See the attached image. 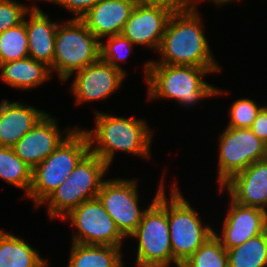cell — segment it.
I'll return each instance as SVG.
<instances>
[{
	"label": "cell",
	"instance_id": "17",
	"mask_svg": "<svg viewBox=\"0 0 267 267\" xmlns=\"http://www.w3.org/2000/svg\"><path fill=\"white\" fill-rule=\"evenodd\" d=\"M134 4L130 0H101L81 20L100 41L121 34Z\"/></svg>",
	"mask_w": 267,
	"mask_h": 267
},
{
	"label": "cell",
	"instance_id": "15",
	"mask_svg": "<svg viewBox=\"0 0 267 267\" xmlns=\"http://www.w3.org/2000/svg\"><path fill=\"white\" fill-rule=\"evenodd\" d=\"M221 233L214 236L228 250L243 244L267 230V212L256 207L242 206L231 198Z\"/></svg>",
	"mask_w": 267,
	"mask_h": 267
},
{
	"label": "cell",
	"instance_id": "16",
	"mask_svg": "<svg viewBox=\"0 0 267 267\" xmlns=\"http://www.w3.org/2000/svg\"><path fill=\"white\" fill-rule=\"evenodd\" d=\"M226 190L236 203L267 212V159L256 161L235 174L219 192Z\"/></svg>",
	"mask_w": 267,
	"mask_h": 267
},
{
	"label": "cell",
	"instance_id": "22",
	"mask_svg": "<svg viewBox=\"0 0 267 267\" xmlns=\"http://www.w3.org/2000/svg\"><path fill=\"white\" fill-rule=\"evenodd\" d=\"M45 261L27 240L0 230V267H39Z\"/></svg>",
	"mask_w": 267,
	"mask_h": 267
},
{
	"label": "cell",
	"instance_id": "29",
	"mask_svg": "<svg viewBox=\"0 0 267 267\" xmlns=\"http://www.w3.org/2000/svg\"><path fill=\"white\" fill-rule=\"evenodd\" d=\"M30 5L29 7L17 0H0V34L23 23L25 16L35 4Z\"/></svg>",
	"mask_w": 267,
	"mask_h": 267
},
{
	"label": "cell",
	"instance_id": "9",
	"mask_svg": "<svg viewBox=\"0 0 267 267\" xmlns=\"http://www.w3.org/2000/svg\"><path fill=\"white\" fill-rule=\"evenodd\" d=\"M220 134L217 166L219 188L252 163L267 159V144L250 128L226 127Z\"/></svg>",
	"mask_w": 267,
	"mask_h": 267
},
{
	"label": "cell",
	"instance_id": "6",
	"mask_svg": "<svg viewBox=\"0 0 267 267\" xmlns=\"http://www.w3.org/2000/svg\"><path fill=\"white\" fill-rule=\"evenodd\" d=\"M108 169L109 166L103 160L89 151L67 180L42 203H47L49 217L61 219L81 203L96 198Z\"/></svg>",
	"mask_w": 267,
	"mask_h": 267
},
{
	"label": "cell",
	"instance_id": "12",
	"mask_svg": "<svg viewBox=\"0 0 267 267\" xmlns=\"http://www.w3.org/2000/svg\"><path fill=\"white\" fill-rule=\"evenodd\" d=\"M73 74L75 77L69 89L75 96L74 100L77 105L108 99L121 87L127 76L122 70L113 67L101 58Z\"/></svg>",
	"mask_w": 267,
	"mask_h": 267
},
{
	"label": "cell",
	"instance_id": "20",
	"mask_svg": "<svg viewBox=\"0 0 267 267\" xmlns=\"http://www.w3.org/2000/svg\"><path fill=\"white\" fill-rule=\"evenodd\" d=\"M51 77L50 66L31 57L0 64V79L17 90L37 88Z\"/></svg>",
	"mask_w": 267,
	"mask_h": 267
},
{
	"label": "cell",
	"instance_id": "2",
	"mask_svg": "<svg viewBox=\"0 0 267 267\" xmlns=\"http://www.w3.org/2000/svg\"><path fill=\"white\" fill-rule=\"evenodd\" d=\"M144 65L147 100L174 99L182 107L194 106L204 98L229 92L204 81L205 75L217 73L222 67H197L184 65L148 64Z\"/></svg>",
	"mask_w": 267,
	"mask_h": 267
},
{
	"label": "cell",
	"instance_id": "4",
	"mask_svg": "<svg viewBox=\"0 0 267 267\" xmlns=\"http://www.w3.org/2000/svg\"><path fill=\"white\" fill-rule=\"evenodd\" d=\"M153 201L129 238L137 239V267H169L173 263L167 219V195L164 176Z\"/></svg>",
	"mask_w": 267,
	"mask_h": 267
},
{
	"label": "cell",
	"instance_id": "10",
	"mask_svg": "<svg viewBox=\"0 0 267 267\" xmlns=\"http://www.w3.org/2000/svg\"><path fill=\"white\" fill-rule=\"evenodd\" d=\"M62 220L75 227L72 243L123 247L126 237L104 209L98 197L86 200L70 210Z\"/></svg>",
	"mask_w": 267,
	"mask_h": 267
},
{
	"label": "cell",
	"instance_id": "26",
	"mask_svg": "<svg viewBox=\"0 0 267 267\" xmlns=\"http://www.w3.org/2000/svg\"><path fill=\"white\" fill-rule=\"evenodd\" d=\"M181 267H228L227 250L212 235Z\"/></svg>",
	"mask_w": 267,
	"mask_h": 267
},
{
	"label": "cell",
	"instance_id": "25",
	"mask_svg": "<svg viewBox=\"0 0 267 267\" xmlns=\"http://www.w3.org/2000/svg\"><path fill=\"white\" fill-rule=\"evenodd\" d=\"M29 57L25 22L0 34V64Z\"/></svg>",
	"mask_w": 267,
	"mask_h": 267
},
{
	"label": "cell",
	"instance_id": "28",
	"mask_svg": "<svg viewBox=\"0 0 267 267\" xmlns=\"http://www.w3.org/2000/svg\"><path fill=\"white\" fill-rule=\"evenodd\" d=\"M258 105L248 98L235 100L229 109V122L226 127L250 128L258 113L264 107V105Z\"/></svg>",
	"mask_w": 267,
	"mask_h": 267
},
{
	"label": "cell",
	"instance_id": "8",
	"mask_svg": "<svg viewBox=\"0 0 267 267\" xmlns=\"http://www.w3.org/2000/svg\"><path fill=\"white\" fill-rule=\"evenodd\" d=\"M100 58V40L92 34L81 19H67L59 23L56 31L52 74L65 82L73 73ZM60 78V79H59Z\"/></svg>",
	"mask_w": 267,
	"mask_h": 267
},
{
	"label": "cell",
	"instance_id": "30",
	"mask_svg": "<svg viewBox=\"0 0 267 267\" xmlns=\"http://www.w3.org/2000/svg\"><path fill=\"white\" fill-rule=\"evenodd\" d=\"M48 3L52 2L72 12L73 19H81L92 7L101 0H43Z\"/></svg>",
	"mask_w": 267,
	"mask_h": 267
},
{
	"label": "cell",
	"instance_id": "13",
	"mask_svg": "<svg viewBox=\"0 0 267 267\" xmlns=\"http://www.w3.org/2000/svg\"><path fill=\"white\" fill-rule=\"evenodd\" d=\"M59 123L46 113L14 146L16 155L32 169L46 159L75 128L59 130ZM64 135V136H63Z\"/></svg>",
	"mask_w": 267,
	"mask_h": 267
},
{
	"label": "cell",
	"instance_id": "14",
	"mask_svg": "<svg viewBox=\"0 0 267 267\" xmlns=\"http://www.w3.org/2000/svg\"><path fill=\"white\" fill-rule=\"evenodd\" d=\"M179 7L134 6L121 34L133 45H143L157 52L171 15Z\"/></svg>",
	"mask_w": 267,
	"mask_h": 267
},
{
	"label": "cell",
	"instance_id": "5",
	"mask_svg": "<svg viewBox=\"0 0 267 267\" xmlns=\"http://www.w3.org/2000/svg\"><path fill=\"white\" fill-rule=\"evenodd\" d=\"M90 151L87 135L77 128L39 165L32 169V181L27 198L35 210L67 180L79 161Z\"/></svg>",
	"mask_w": 267,
	"mask_h": 267
},
{
	"label": "cell",
	"instance_id": "24",
	"mask_svg": "<svg viewBox=\"0 0 267 267\" xmlns=\"http://www.w3.org/2000/svg\"><path fill=\"white\" fill-rule=\"evenodd\" d=\"M0 178L6 183L25 190L27 198L32 181V168L22 161L13 147L0 146Z\"/></svg>",
	"mask_w": 267,
	"mask_h": 267
},
{
	"label": "cell",
	"instance_id": "23",
	"mask_svg": "<svg viewBox=\"0 0 267 267\" xmlns=\"http://www.w3.org/2000/svg\"><path fill=\"white\" fill-rule=\"evenodd\" d=\"M228 267H267V230L227 250Z\"/></svg>",
	"mask_w": 267,
	"mask_h": 267
},
{
	"label": "cell",
	"instance_id": "11",
	"mask_svg": "<svg viewBox=\"0 0 267 267\" xmlns=\"http://www.w3.org/2000/svg\"><path fill=\"white\" fill-rule=\"evenodd\" d=\"M137 182L134 178L106 179L97 195L104 209L126 238L136 230L146 211L139 207Z\"/></svg>",
	"mask_w": 267,
	"mask_h": 267
},
{
	"label": "cell",
	"instance_id": "3",
	"mask_svg": "<svg viewBox=\"0 0 267 267\" xmlns=\"http://www.w3.org/2000/svg\"><path fill=\"white\" fill-rule=\"evenodd\" d=\"M95 128L83 129L87 135L90 152L98 156L108 166L117 151L146 159L151 158V141L154 130L144 119L114 116L95 111Z\"/></svg>",
	"mask_w": 267,
	"mask_h": 267
},
{
	"label": "cell",
	"instance_id": "31",
	"mask_svg": "<svg viewBox=\"0 0 267 267\" xmlns=\"http://www.w3.org/2000/svg\"><path fill=\"white\" fill-rule=\"evenodd\" d=\"M250 130L267 144V105H265L255 118Z\"/></svg>",
	"mask_w": 267,
	"mask_h": 267
},
{
	"label": "cell",
	"instance_id": "32",
	"mask_svg": "<svg viewBox=\"0 0 267 267\" xmlns=\"http://www.w3.org/2000/svg\"><path fill=\"white\" fill-rule=\"evenodd\" d=\"M179 9H198L197 8V2H200V0H175ZM214 3L216 6L221 5L225 6V4L232 3L233 0H209V2ZM235 1V0H234ZM238 1V0H236ZM240 1V0H239Z\"/></svg>",
	"mask_w": 267,
	"mask_h": 267
},
{
	"label": "cell",
	"instance_id": "19",
	"mask_svg": "<svg viewBox=\"0 0 267 267\" xmlns=\"http://www.w3.org/2000/svg\"><path fill=\"white\" fill-rule=\"evenodd\" d=\"M25 16L24 22L28 37L29 57L52 65L55 51L58 22L49 19L40 7L34 5Z\"/></svg>",
	"mask_w": 267,
	"mask_h": 267
},
{
	"label": "cell",
	"instance_id": "27",
	"mask_svg": "<svg viewBox=\"0 0 267 267\" xmlns=\"http://www.w3.org/2000/svg\"><path fill=\"white\" fill-rule=\"evenodd\" d=\"M105 39L106 41H100V58L126 74L119 61L124 62L128 55L133 53V44L122 34L108 36Z\"/></svg>",
	"mask_w": 267,
	"mask_h": 267
},
{
	"label": "cell",
	"instance_id": "21",
	"mask_svg": "<svg viewBox=\"0 0 267 267\" xmlns=\"http://www.w3.org/2000/svg\"><path fill=\"white\" fill-rule=\"evenodd\" d=\"M67 267H124L122 247L72 243Z\"/></svg>",
	"mask_w": 267,
	"mask_h": 267
},
{
	"label": "cell",
	"instance_id": "33",
	"mask_svg": "<svg viewBox=\"0 0 267 267\" xmlns=\"http://www.w3.org/2000/svg\"><path fill=\"white\" fill-rule=\"evenodd\" d=\"M134 6L178 7L175 0H130Z\"/></svg>",
	"mask_w": 267,
	"mask_h": 267
},
{
	"label": "cell",
	"instance_id": "34",
	"mask_svg": "<svg viewBox=\"0 0 267 267\" xmlns=\"http://www.w3.org/2000/svg\"><path fill=\"white\" fill-rule=\"evenodd\" d=\"M48 260H46L42 265H40L39 267H48Z\"/></svg>",
	"mask_w": 267,
	"mask_h": 267
},
{
	"label": "cell",
	"instance_id": "1",
	"mask_svg": "<svg viewBox=\"0 0 267 267\" xmlns=\"http://www.w3.org/2000/svg\"><path fill=\"white\" fill-rule=\"evenodd\" d=\"M198 9H178L170 17L156 53L148 64L220 67L203 32Z\"/></svg>",
	"mask_w": 267,
	"mask_h": 267
},
{
	"label": "cell",
	"instance_id": "18",
	"mask_svg": "<svg viewBox=\"0 0 267 267\" xmlns=\"http://www.w3.org/2000/svg\"><path fill=\"white\" fill-rule=\"evenodd\" d=\"M47 112L22 101L0 103V146L13 147Z\"/></svg>",
	"mask_w": 267,
	"mask_h": 267
},
{
	"label": "cell",
	"instance_id": "7",
	"mask_svg": "<svg viewBox=\"0 0 267 267\" xmlns=\"http://www.w3.org/2000/svg\"><path fill=\"white\" fill-rule=\"evenodd\" d=\"M167 198V219L173 263L181 265L213 234L214 228L203 225L198 211L184 198L178 185L170 187Z\"/></svg>",
	"mask_w": 267,
	"mask_h": 267
}]
</instances>
